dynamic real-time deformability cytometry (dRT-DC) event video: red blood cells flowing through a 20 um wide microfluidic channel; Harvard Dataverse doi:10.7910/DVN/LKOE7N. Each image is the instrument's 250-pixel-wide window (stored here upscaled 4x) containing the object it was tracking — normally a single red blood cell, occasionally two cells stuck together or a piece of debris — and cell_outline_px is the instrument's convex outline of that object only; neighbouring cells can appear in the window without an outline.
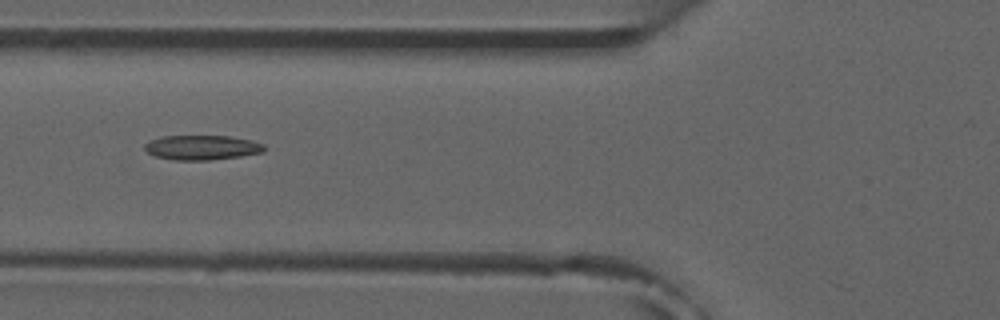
{"species": "common noctule bat (a hibernating species)", "species_latin": "Nyctalus noctula", "temperature_condition": "room temperature", "stored_images_in_passage": 7, "camera_frame_rate_fps": 3000, "um_per_image_px": 0.085, "animal": {"sex": "male", "forearm_length_mm": 52.5}, "frame": {"image": 1, "passage_image": 6, "time_ms": 6.0, "image_size_px": [1000, 320], "cell_outline_px": [[264, 152], [240, 156], [212, 160], [172, 160], [156, 156], [148, 152], [144, 148], [144, 144], [148, 140], [160, 136], [228, 136], [252, 140], [264, 144]], "centroid_in_image_um": [17.14, 12.53], "position_along_channel_um": 108.7, "area_um2": 17.28}}
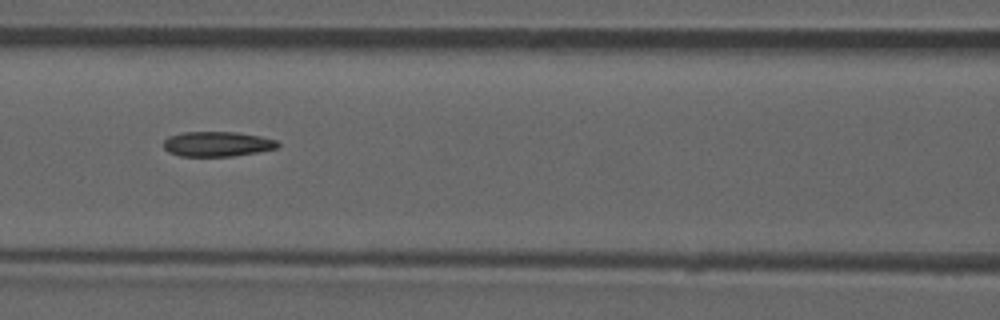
{"frame": {"image": 2, "passage_image": 7, "time_ms": 7.0, "image_size_px": [1000, 320], "cell_outline_px": [[280, 144], [276, 148], [256, 152], [232, 156], [180, 156], [168, 152], [164, 148], [164, 140], [168, 136], [184, 132], [236, 132], [260, 136], [276, 140]], "centroid_in_image_um": [18.44, 12.24], "position_along_channel_um": 148.2, "area_um2": 16.53}}